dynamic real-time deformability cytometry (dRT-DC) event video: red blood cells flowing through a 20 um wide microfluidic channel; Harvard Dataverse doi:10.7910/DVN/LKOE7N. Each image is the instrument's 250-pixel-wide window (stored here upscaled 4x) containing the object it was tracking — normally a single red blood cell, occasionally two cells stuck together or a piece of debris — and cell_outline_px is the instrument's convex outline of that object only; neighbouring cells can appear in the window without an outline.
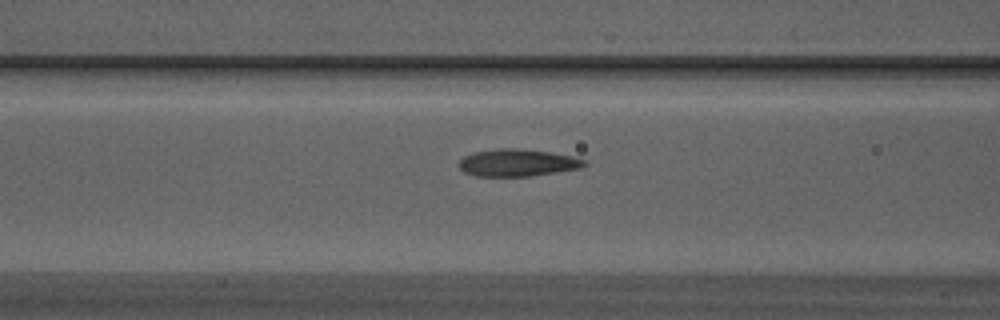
{"species": "Egyptian fruit bat (a non-hibernating species)", "species_latin": "Rousettus aegyptiacus", "temperature_condition": "warm", "stored_images_in_passage": 15, "camera_frame_rate_fps": 3000, "um_per_image_px": 0.085, "animal": {"sex": "male"}, "frame": {"image": 1, "passage_image": 13, "time_ms": 4.0, "image_size_px": [1000, 320], "cell_outline_px": [[588, 164], [580, 168], [528, 176], [476, 176], [464, 172], [456, 164], [464, 156], [472, 152], [500, 148], [520, 148], [548, 152], [572, 156], [584, 160]], "centroid_in_image_um": [43.93, 13.82], "position_along_channel_um": 122.7, "area_um2": 19.83}}